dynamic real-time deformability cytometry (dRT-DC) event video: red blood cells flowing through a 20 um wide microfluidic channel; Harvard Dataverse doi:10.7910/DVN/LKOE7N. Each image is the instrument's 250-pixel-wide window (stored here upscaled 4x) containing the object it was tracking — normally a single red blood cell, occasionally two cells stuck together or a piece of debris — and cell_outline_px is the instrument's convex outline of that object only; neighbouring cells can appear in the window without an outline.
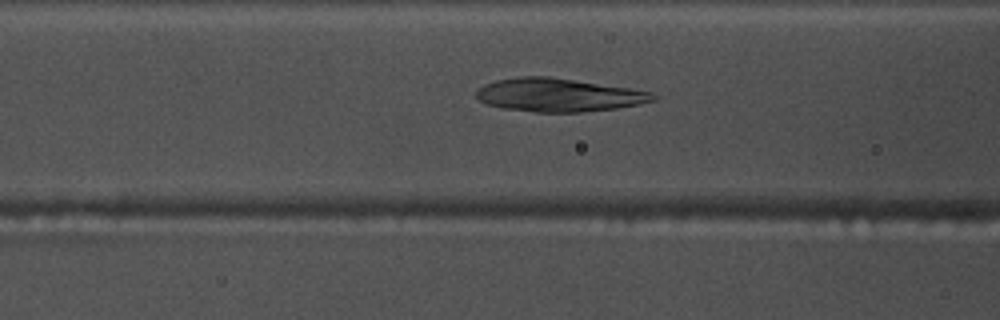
{"species": "common noctule bat (a hibernating species)", "species_latin": "Nyctalus noctula", "temperature_condition": "warm", "stored_images_in_passage": 17, "camera_frame_rate_fps": 3000, "um_per_image_px": 0.085, "animal": {"sex": "male", "body_mass_g": 17.5, "forearm_length_mm": 52.3}, "frame": {"image": 1, "passage_image": 17, "time_ms": 5.333, "image_size_px": [1000, 320], "cell_outline_px": [[656, 100], [640, 104], [616, 108], [580, 112], [536, 112], [504, 108], [488, 104], [480, 100], [476, 96], [476, 92], [484, 84], [496, 80], [520, 76], [548, 76], [628, 88], [652, 92], [656, 96]], "centroid_in_image_um": [47.48, 8.07], "position_along_channel_um": 119.1, "area_um2": 33.99}}